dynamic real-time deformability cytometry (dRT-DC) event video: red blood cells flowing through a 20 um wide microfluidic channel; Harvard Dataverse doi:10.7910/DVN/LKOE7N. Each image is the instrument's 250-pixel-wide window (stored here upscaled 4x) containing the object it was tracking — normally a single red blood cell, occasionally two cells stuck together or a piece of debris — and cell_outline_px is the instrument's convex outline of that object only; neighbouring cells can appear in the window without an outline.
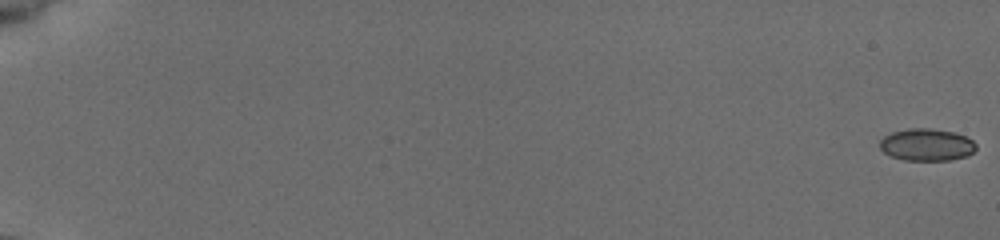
{"species": "common noctule bat (a hibernating species)", "species_latin": "Nyctalus noctula", "temperature_condition": "cold", "stored_images_in_passage": 52, "camera_frame_rate_fps": 3000, "um_per_image_px": 0.085, "animal": {"sex": "female", "body_mass_g": 19.5, "forearm_length_mm": 54.1}, "frame": {"image": 1, "passage_image": 1, "time_ms": 0.0, "image_size_px": [1000, 240], "cell_outline_px": [[976, 148], [968, 156], [948, 160], [904, 160], [892, 156], [884, 152], [880, 148], [880, 140], [884, 136], [892, 132], [908, 128], [928, 128], [952, 132], [964, 136], [972, 140], [976, 144]], "centroid_in_image_um": [78.75, 12.3], "position_along_channel_um": 6.2, "area_um2": 17.92}}
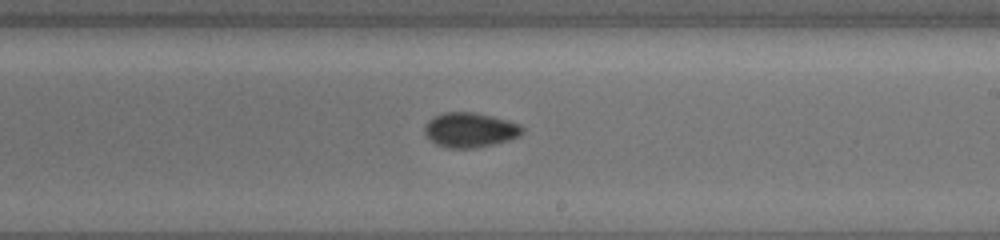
{"frame": {"image": 2, "passage_image": 36, "time_ms": 11.667, "image_size_px": [1000, 240], "cell_outline_px": [[524, 132], [520, 136], [512, 140], [476, 148], [444, 148], [428, 140], [424, 132], [424, 124], [432, 116], [444, 112], [476, 112], [508, 120], [520, 124], [524, 128]], "centroid_in_image_um": [39.94, 11.05], "position_along_channel_um": 249.1, "area_um2": 20.35}}
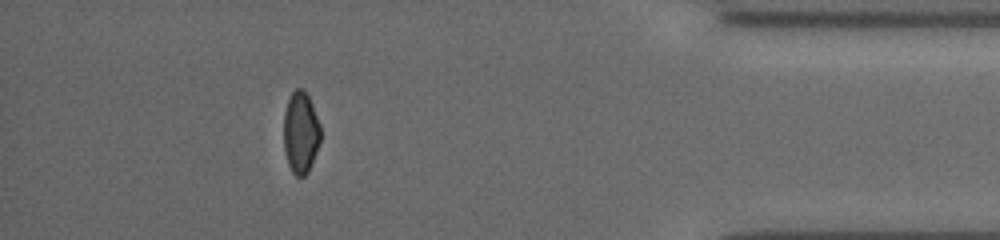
{"frame": {"image": 3, "passage_image": 51, "time_ms": 16.667, "image_size_px": [1000, 240], "cell_outline_px": [[320, 140], [308, 172], [304, 176], [296, 176], [292, 172], [288, 164], [284, 152], [284, 112], [288, 100], [292, 92], [296, 88], [304, 88], [312, 104], [320, 124]], "centroid_in_image_um": [25.55, 11.25], "position_along_channel_um": 409.7, "area_um2": 17.51}}